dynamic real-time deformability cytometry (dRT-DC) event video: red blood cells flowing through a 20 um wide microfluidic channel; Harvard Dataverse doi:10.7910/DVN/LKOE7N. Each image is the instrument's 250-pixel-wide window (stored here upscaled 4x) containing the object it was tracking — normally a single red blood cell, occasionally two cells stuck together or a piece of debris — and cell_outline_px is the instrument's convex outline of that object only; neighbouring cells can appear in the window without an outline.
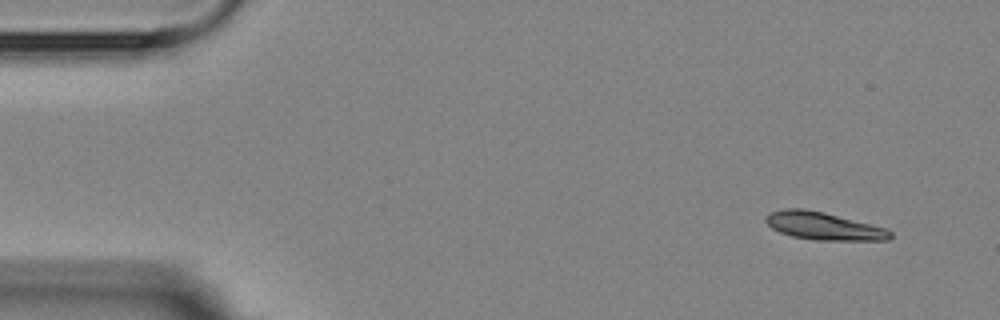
{"species": "Egyptian fruit bat (a non-hibernating species)", "species_latin": "Rousettus aegyptiacus", "temperature_condition": "room temperature", "stored_images_in_passage": 5, "segment_of_instrument_passage": [1, 2], "camera_frame_rate_fps": 3000, "um_per_image_px": 0.085, "animal": {"sex": "female"}, "frame": {"image": 1, "passage_image": 1, "time_ms": 0.0, "image_size_px": [1000, 320], "cell_outline_px": [[892, 236], [888, 240], [816, 240], [792, 236], [780, 232], [772, 228], [764, 220], [764, 216], [768, 212], [784, 208], [804, 208], [824, 212], [884, 228], [892, 232]], "centroid_in_image_um": [69.93, 19.2], "position_along_channel_um": 15.1, "area_um2": 20.0}}